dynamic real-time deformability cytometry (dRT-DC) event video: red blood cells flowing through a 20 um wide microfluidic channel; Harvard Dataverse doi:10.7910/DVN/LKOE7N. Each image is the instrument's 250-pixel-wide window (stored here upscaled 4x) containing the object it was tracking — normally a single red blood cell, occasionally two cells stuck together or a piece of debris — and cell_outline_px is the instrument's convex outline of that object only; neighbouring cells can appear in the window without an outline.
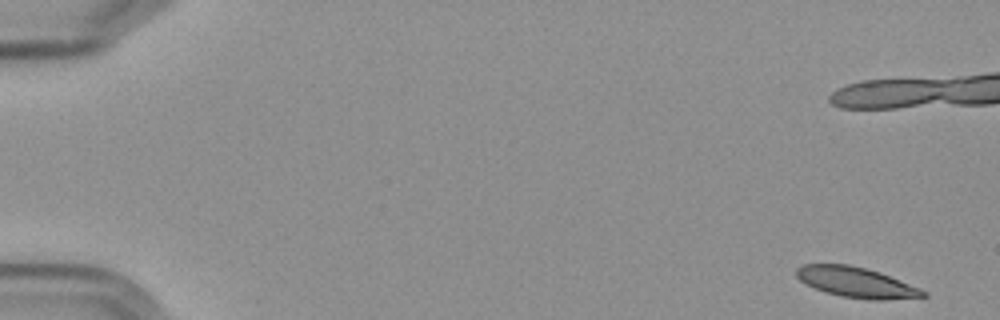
{"species": "Egyptian fruit bat (a non-hibernating species)", "species_latin": "Rousettus aegyptiacus", "temperature_condition": "cold", "stored_images_in_passage": 8, "camera_frame_rate_fps": 3000, "um_per_image_px": 0.085, "frame": {"image": 1, "passage_image": 1, "time_ms": 0.0, "image_size_px": [1000, 320], "cell_outline_px": [[928, 296], [884, 300], [868, 300], [840, 296], [824, 292], [800, 280], [796, 276], [796, 268], [804, 264], [848, 264], [880, 272], [920, 288], [928, 292]], "centroid_in_image_um": [72.8, 24.0], "position_along_channel_um": 12.2, "area_um2": 22.37}}
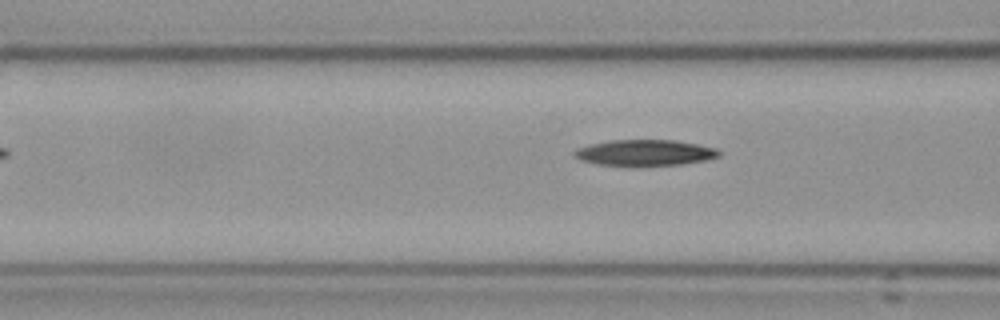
{"frame": {"image": 2, "passage_image": 8, "time_ms": 9.0, "image_size_px": [1000, 320], "cell_outline_px": [[720, 156], [704, 160], [680, 164], [636, 168], [600, 164], [580, 160], [572, 152], [576, 148], [588, 144], [608, 140], [672, 140], [696, 144], [716, 148], [720, 152]], "centroid_in_image_um": [54.75, 13.0], "position_along_channel_um": 111.8, "area_um2": 22.43}}